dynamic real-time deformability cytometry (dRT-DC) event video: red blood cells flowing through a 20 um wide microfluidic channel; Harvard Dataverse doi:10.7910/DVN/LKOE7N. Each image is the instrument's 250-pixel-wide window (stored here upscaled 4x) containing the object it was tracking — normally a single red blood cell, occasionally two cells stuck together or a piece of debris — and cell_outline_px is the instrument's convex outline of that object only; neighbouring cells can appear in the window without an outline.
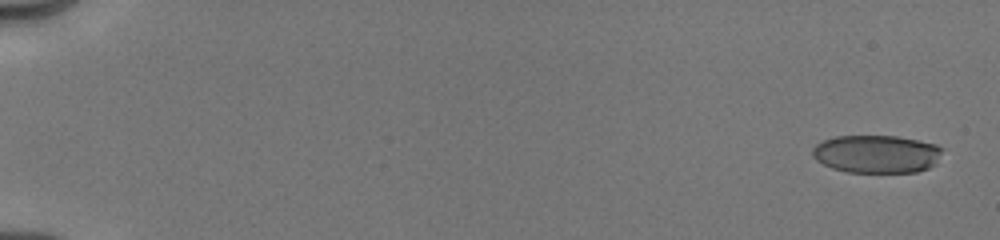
{"species": "human", "species_latin": "Homo sapiens", "temperature_condition": "cold", "stored_images_in_passage": 44, "camera_frame_rate_fps": 3000, "um_per_image_px": 0.085, "donor": {"sex": "male"}, "frame": {"image": 1, "passage_image": 2, "time_ms": 0.667, "image_size_px": [1000, 240], "cell_outline_px": [[944, 148], [932, 164], [928, 168], [916, 172], [848, 172], [832, 168], [816, 160], [812, 156], [812, 148], [816, 144], [824, 140], [836, 136], [896, 136], [936, 144]], "centroid_in_image_um": [74.47, 13.08], "position_along_channel_um": 10.5, "area_um2": 28.5}}
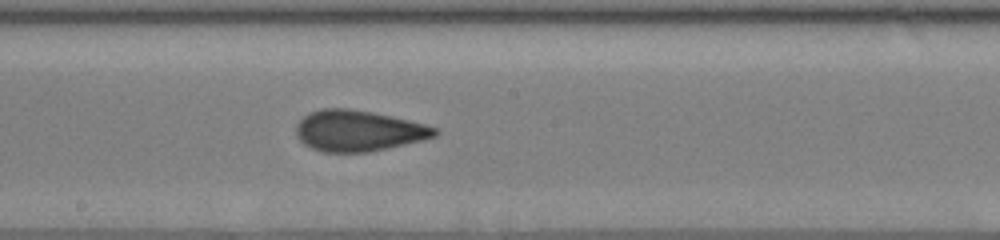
{"frame": {"image": 2, "passage_image": 24, "time_ms": 10.333, "image_size_px": [1000, 240], "cell_outline_px": [[440, 132], [436, 136], [404, 144], [368, 152], [324, 152], [312, 148], [304, 144], [296, 136], [296, 124], [308, 112], [320, 108], [348, 108], [372, 112], [408, 120], [424, 124], [436, 128]], "centroid_in_image_um": [30.41, 11.11], "position_along_channel_um": 217.8, "area_um2": 32.95}}
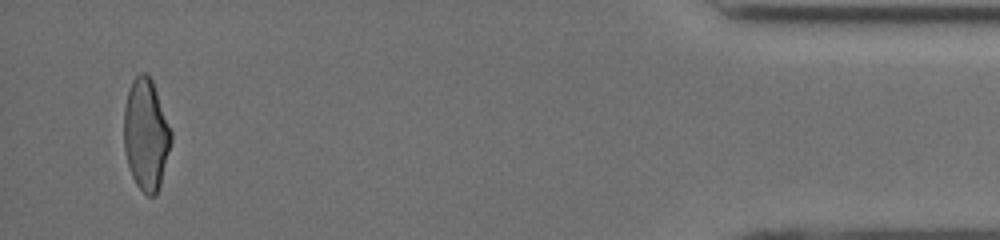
{"frame": {"image": 3, "passage_image": 42, "time_ms": 17.0, "image_size_px": [1000, 240], "cell_outline_px": [[172, 140], [160, 184], [156, 196], [148, 196], [136, 184], [132, 176], [128, 164], [124, 148], [124, 108], [128, 92], [132, 80], [140, 72], [144, 72], [152, 80], [172, 132]], "centroid_in_image_um": [12.41, 11.44], "position_along_channel_um": 422.8, "area_um2": 30.4}, "authors_computed_cell_mechanics": {"area_um2": 31.8189, "velocity_mm_per_s": 4.0514, "shape_relaxation_time_tau1_ms": 8.2366, "shape_relaxation_time_tau2_ms": 1.3656, "deformation_change_tau1": 0.2016, "deformation_change_tau2": 0.0885}}